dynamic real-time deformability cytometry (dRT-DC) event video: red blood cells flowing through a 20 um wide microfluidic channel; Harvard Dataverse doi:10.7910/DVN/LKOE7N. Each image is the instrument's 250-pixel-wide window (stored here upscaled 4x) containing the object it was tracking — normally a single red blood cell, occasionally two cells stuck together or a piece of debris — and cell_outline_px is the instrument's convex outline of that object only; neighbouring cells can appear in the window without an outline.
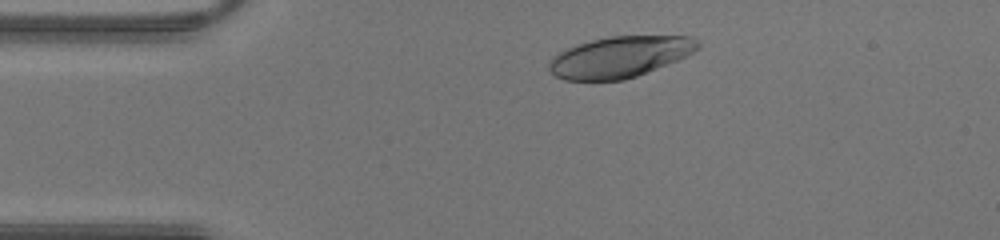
{"species": "human", "species_latin": "Homo sapiens", "temperature_condition": "warm", "stored_images_in_passage": 32, "camera_frame_rate_fps": 3000, "um_per_image_px": 0.085, "donor": {"sex": "male"}, "frame": {"image": 1, "passage_image": 4, "time_ms": 1.0, "image_size_px": [1000, 240], "cell_outline_px": [[700, 48], [676, 60], [636, 76], [624, 80], [564, 80], [556, 76], [548, 68], [548, 64], [552, 56], [568, 48], [592, 40], [608, 36], [692, 36], [700, 44]], "centroid_in_image_um": [52.67, 4.83], "position_along_channel_um": 32.3, "area_um2": 35.2}}
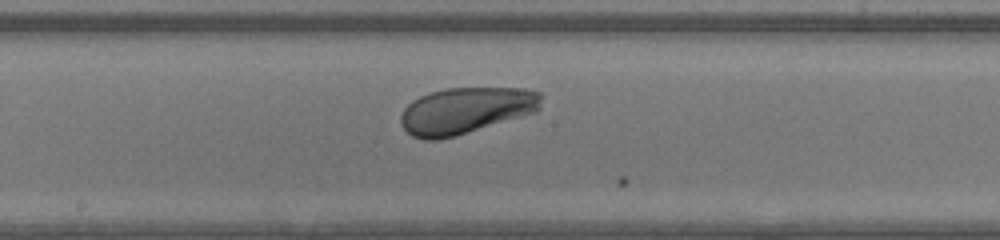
{"frame": {"image": 2, "passage_image": 18, "time_ms": 5.667, "image_size_px": [1000, 240], "cell_outline_px": [[540, 108], [536, 112], [452, 136], [436, 140], [424, 140], [412, 136], [400, 124], [400, 116], [404, 108], [412, 100], [420, 96], [444, 88], [524, 88], [540, 92]], "centroid_in_image_um": [39.56, 9.38], "position_along_channel_um": 208.6, "area_um2": 37.63}}
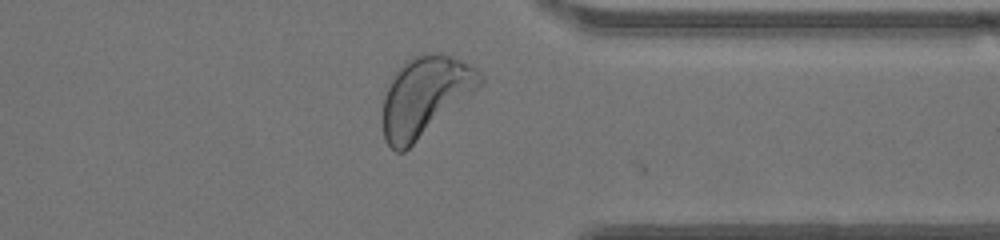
{"frame": {"image": 3, "passage_image": 29, "time_ms": 9.333, "image_size_px": [1000, 240], "cell_outline_px": [[484, 80], [476, 88], [404, 152], [396, 152], [384, 140], [384, 96], [392, 76], [404, 60], [420, 52], [440, 52], [452, 56], [476, 68], [484, 76]], "centroid_in_image_um": [36.09, 8.11], "position_along_channel_um": 375.3, "area_um2": 44.27}}